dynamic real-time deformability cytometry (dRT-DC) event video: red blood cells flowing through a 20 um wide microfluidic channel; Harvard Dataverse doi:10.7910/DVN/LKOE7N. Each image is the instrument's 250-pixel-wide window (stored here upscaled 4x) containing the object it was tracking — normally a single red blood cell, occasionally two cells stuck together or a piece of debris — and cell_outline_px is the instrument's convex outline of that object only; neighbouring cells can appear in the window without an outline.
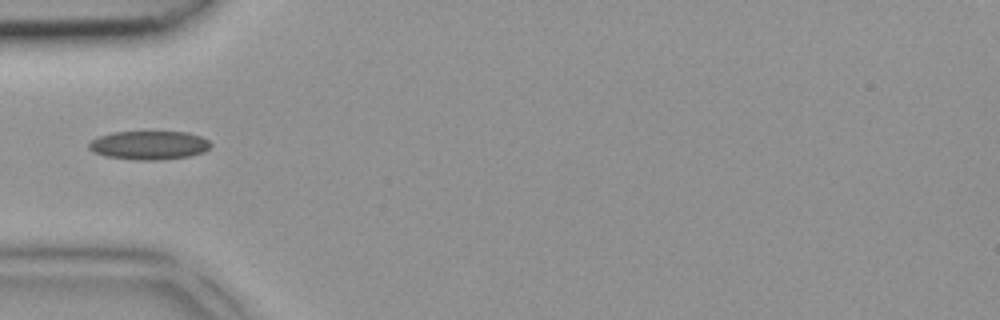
{"species": "common noctule bat (a hibernating species)", "species_latin": "Nyctalus noctula", "temperature_condition": "room temperature", "stored_images_in_passage": 3, "camera_frame_rate_fps": 3000, "um_per_image_px": 0.085, "animal": {"sex": "female", "body_mass_g": 18.4}, "frame": {"image": 1, "passage_image": 3, "time_ms": 0.667, "image_size_px": [1000, 320], "cell_outline_px": [[212, 144], [204, 152], [188, 156], [156, 160], [136, 160], [104, 156], [92, 152], [88, 148], [88, 144], [92, 140], [100, 136], [112, 132], [188, 132], [200, 136], [208, 140]], "centroid_in_image_um": [12.65, 12.34], "position_along_channel_um": 72.4, "area_um2": 20.35}}